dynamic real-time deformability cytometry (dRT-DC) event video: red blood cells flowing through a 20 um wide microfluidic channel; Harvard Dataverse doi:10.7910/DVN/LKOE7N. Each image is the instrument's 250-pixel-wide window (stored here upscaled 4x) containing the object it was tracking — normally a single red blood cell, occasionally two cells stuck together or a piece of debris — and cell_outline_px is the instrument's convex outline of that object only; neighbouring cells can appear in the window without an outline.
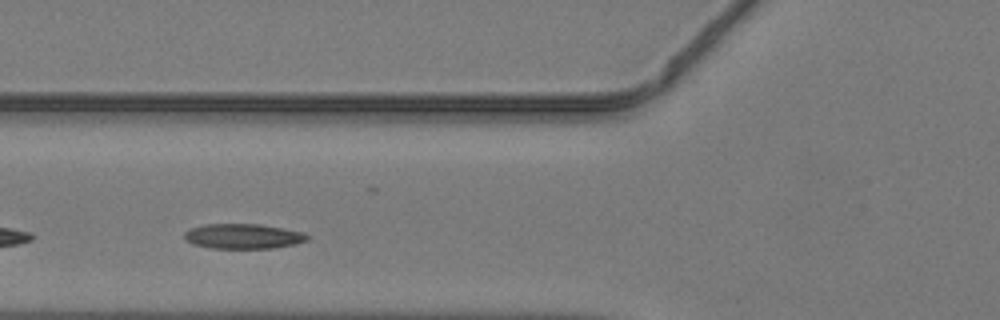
{"species": "common noctule bat (a hibernating species)", "species_latin": "Nyctalus noctula", "temperature_condition": "warm", "stored_images_in_passage": 34, "camera_frame_rate_fps": 3000, "um_per_image_px": 0.085, "animal": {"sex": "male", "body_mass_g": 19.2, "forearm_length_mm": 51.8}, "frame": {"image": 1, "passage_image": 6, "time_ms": 1.667, "image_size_px": [1000, 320], "cell_outline_px": [[312, 236], [308, 240], [296, 244], [272, 248], [212, 248], [192, 244], [184, 240], [184, 232], [188, 228], [204, 224], [260, 224], [284, 228], [304, 232]], "centroid_in_image_um": [20.67, 20.07], "position_along_channel_um": 105.1, "area_um2": 18.21}}
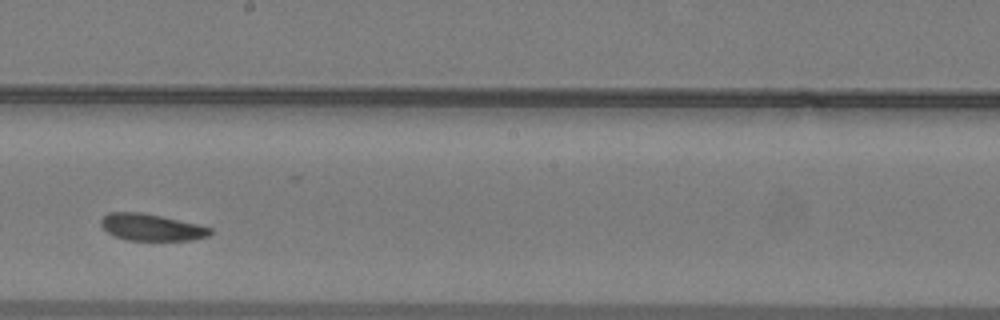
{"frame": {"image": 2, "passage_image": 15, "time_ms": 4.667, "image_size_px": [1000, 320], "cell_outline_px": [[212, 232], [208, 236], [192, 240], [128, 240], [116, 236], [108, 232], [100, 224], [100, 220], [108, 212], [140, 212], [160, 216], [196, 224], [212, 228]], "centroid_in_image_um": [12.86, 19.32], "position_along_channel_um": 235.3, "area_um2": 16.82}}
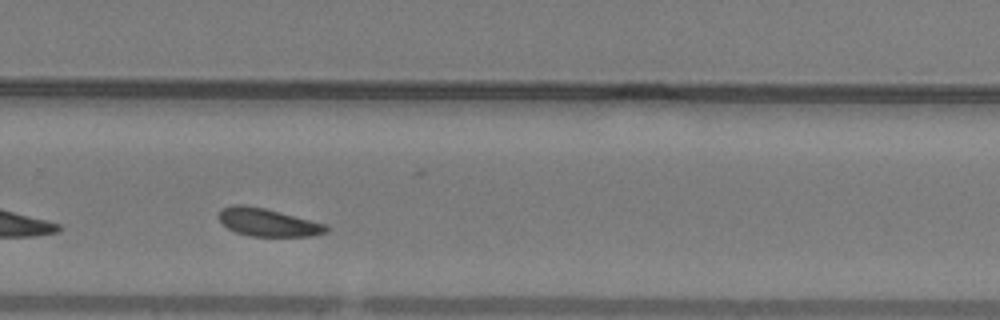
{"frame": {"image": 3, "passage_image": 20, "time_ms": 6.333, "image_size_px": [1000, 320], "cell_outline_px": [[328, 232], [312, 236], [248, 236], [236, 232], [228, 228], [216, 216], [220, 208], [232, 204], [244, 204], [264, 208], [328, 224]], "centroid_in_image_um": [22.75, 18.89], "position_along_channel_um": 307.1, "area_um2": 17.69}}